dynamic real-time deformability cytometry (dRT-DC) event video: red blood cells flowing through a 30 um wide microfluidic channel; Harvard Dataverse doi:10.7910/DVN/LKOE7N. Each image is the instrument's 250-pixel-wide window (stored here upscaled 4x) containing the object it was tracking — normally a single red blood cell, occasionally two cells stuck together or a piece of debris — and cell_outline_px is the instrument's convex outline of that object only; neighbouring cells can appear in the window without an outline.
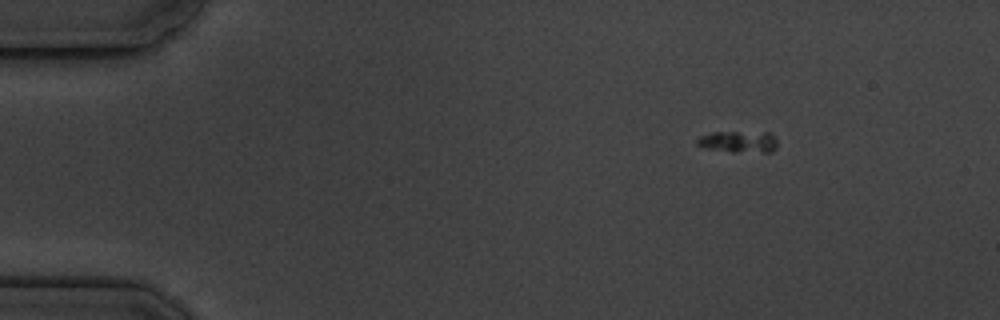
{"species": "common noctule bat (a hibernating species)", "species_latin": "Nyctalus noctula", "temperature_condition": "cold", "stored_images_in_passage": 8, "camera_frame_rate_fps": 3000, "um_per_image_px": 0.085, "animal": {"sex": "male", "body_mass_g": 19.5, "forearm_length_mm": 54.6}, "frame": {"image": 1, "passage_image": 1, "time_ms": 0.0, "image_size_px": [1000, 320], "cell_outline_px": [[776, 148], [772, 152], [732, 152], [708, 148], [696, 144], [696, 140], [700, 136], [716, 132], [768, 132], [776, 140]], "centroid_in_image_um": [62.8, 12.05], "position_along_channel_um": 22.2, "area_um2": 10.0}}